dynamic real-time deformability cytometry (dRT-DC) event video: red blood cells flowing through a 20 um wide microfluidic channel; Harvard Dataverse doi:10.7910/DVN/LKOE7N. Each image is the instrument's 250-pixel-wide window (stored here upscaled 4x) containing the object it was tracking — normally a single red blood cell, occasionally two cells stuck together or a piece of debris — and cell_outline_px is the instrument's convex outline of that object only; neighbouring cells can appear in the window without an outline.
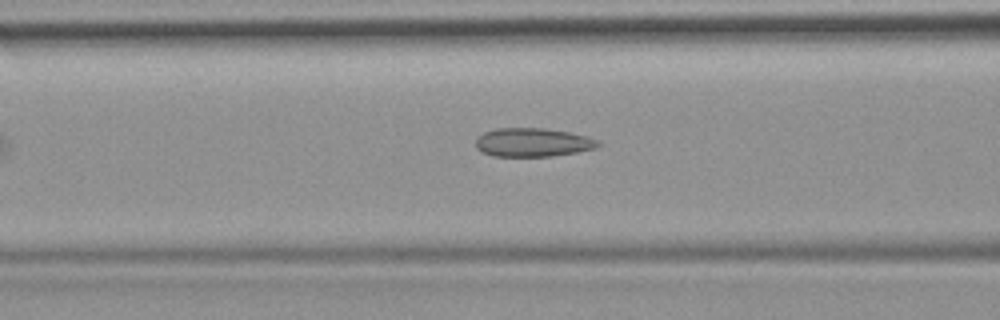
{"species": "common noctule bat (a hibernating species)", "species_latin": "Nyctalus noctula", "temperature_condition": "room temperature", "stored_images_in_passage": 13, "camera_frame_rate_fps": 3000, "um_per_image_px": 0.085, "animal": {"sex": "female", "body_mass_g": 19.9}, "frame": {"image": 1, "passage_image": 6, "time_ms": 1.667, "image_size_px": [1000, 320], "cell_outline_px": [[600, 144], [596, 148], [576, 152], [552, 156], [492, 156], [480, 152], [476, 148], [476, 136], [484, 132], [496, 128], [544, 128], [568, 132], [588, 136], [600, 140]], "centroid_in_image_um": [45.26, 12.1], "position_along_channel_um": 121.3, "area_um2": 20.63}}